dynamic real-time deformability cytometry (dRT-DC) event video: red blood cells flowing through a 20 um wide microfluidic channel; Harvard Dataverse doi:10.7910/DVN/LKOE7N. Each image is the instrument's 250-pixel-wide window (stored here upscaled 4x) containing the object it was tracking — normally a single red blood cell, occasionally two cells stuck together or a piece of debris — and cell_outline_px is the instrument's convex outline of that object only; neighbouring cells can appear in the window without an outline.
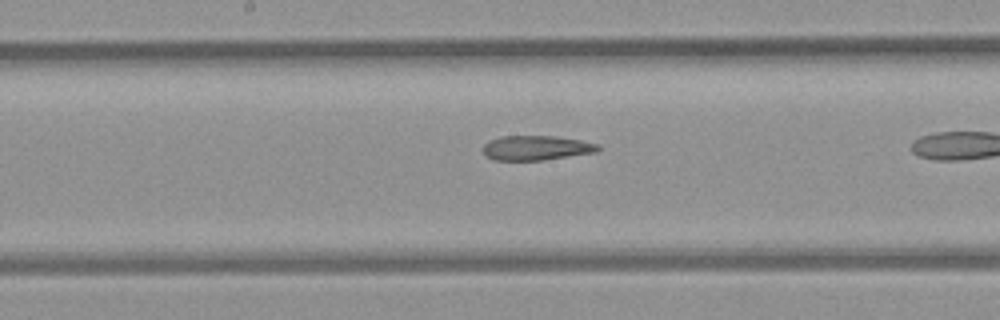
{"species": "common noctule bat (a hibernating species)", "species_latin": "Nyctalus noctula", "temperature_condition": "room temperature", "stored_images_in_passage": 33, "camera_frame_rate_fps": 3000, "um_per_image_px": 0.085, "animal": {"sex": "female", "body_mass_g": 21.9}, "frame": {"image": 1, "passage_image": 19, "time_ms": 6.0, "image_size_px": [1000, 320], "cell_outline_px": [[600, 148], [596, 152], [540, 160], [492, 160], [484, 156], [484, 144], [488, 140], [500, 136], [556, 136], [580, 140], [600, 144]], "centroid_in_image_um": [45.55, 12.56], "position_along_channel_um": 202.7, "area_um2": 16.53}}
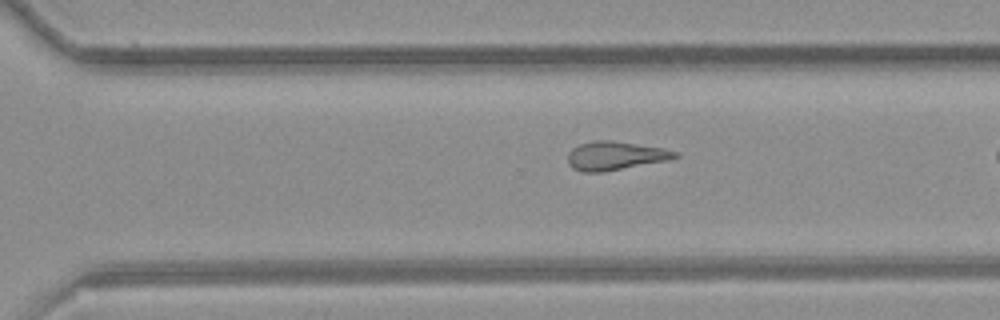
{"frame": {"image": 2, "passage_image": 28, "time_ms": 9.0, "image_size_px": [1000, 320], "cell_outline_px": [[680, 156], [668, 160], [604, 172], [584, 172], [572, 168], [568, 164], [568, 152], [572, 148], [580, 144], [592, 140], [612, 140], [664, 148], [676, 152]], "centroid_in_image_um": [52.27, 13.23], "position_along_channel_um": 318.3, "area_um2": 17.98}}